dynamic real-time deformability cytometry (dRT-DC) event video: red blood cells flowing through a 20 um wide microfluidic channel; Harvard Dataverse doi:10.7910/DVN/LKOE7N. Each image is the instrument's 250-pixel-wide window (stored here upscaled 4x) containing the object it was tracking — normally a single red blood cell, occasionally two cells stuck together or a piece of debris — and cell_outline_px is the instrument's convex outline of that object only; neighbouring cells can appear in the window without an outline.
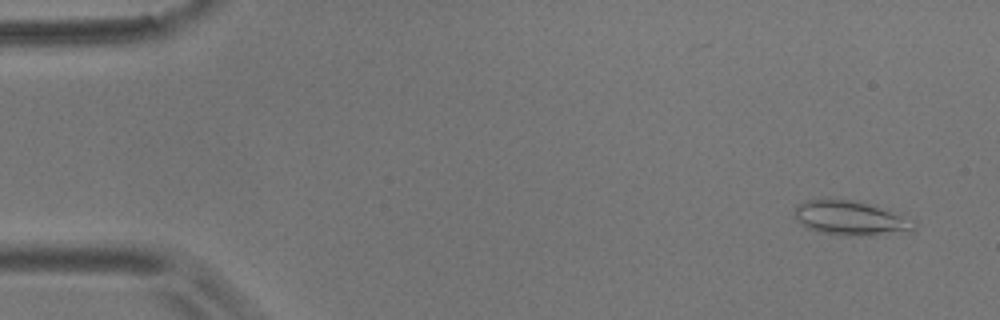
{"species": "common noctule bat (a hibernating species)", "species_latin": "Nyctalus noctula", "temperature_condition": "room temperature", "stored_images_in_passage": 56, "camera_frame_rate_fps": 3000, "um_per_image_px": 0.085, "animal": {"sex": "male", "body_mass_g": 17.9}, "frame": {"image": 1, "passage_image": 3, "time_ms": 0.667, "image_size_px": [1000, 320], "cell_outline_px": [[916, 224], [912, 232], [872, 236], [836, 236], [816, 232], [800, 224], [792, 216], [796, 204], [808, 200], [860, 200], [888, 208], [916, 220]], "centroid_in_image_um": [72.36, 18.56], "position_along_channel_um": 12.6, "area_um2": 25.2}}
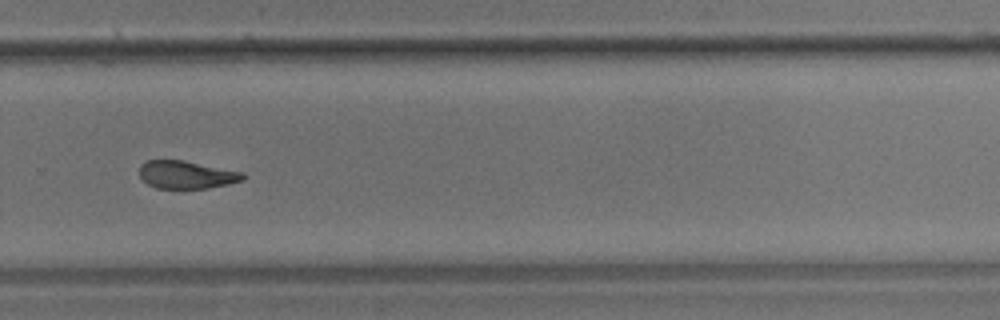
{"frame": {"image": 2, "passage_image": 38, "time_ms": 12.333, "image_size_px": [1000, 320], "cell_outline_px": [[248, 176], [244, 180], [228, 184], [208, 188], [156, 188], [148, 184], [140, 176], [140, 164], [144, 160], [184, 160], [244, 172]], "centroid_in_image_um": [15.89, 14.84], "position_along_channel_um": 313.9, "area_um2": 16.94}}
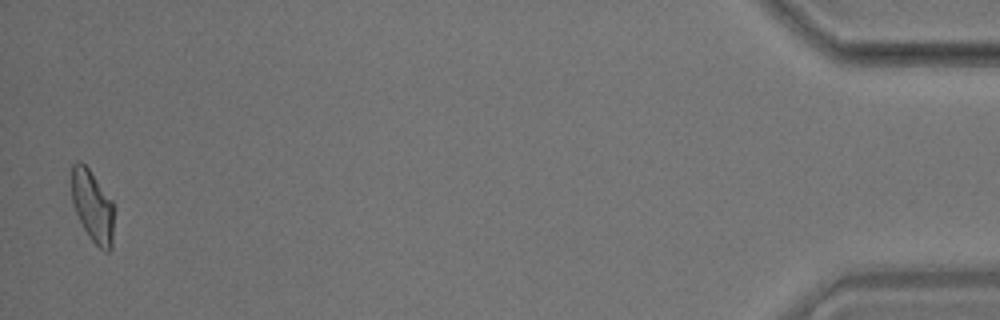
{"frame": {"image": 3, "passage_image": 55, "time_ms": 18.0, "image_size_px": [1000, 320], "cell_outline_px": [[112, 248], [108, 252], [104, 252], [88, 236], [76, 212], [72, 200], [72, 164], [76, 160], [80, 160], [88, 168], [112, 200]], "centroid_in_image_um": [7.85, 17.51], "position_along_channel_um": 427.3, "area_um2": 17.4}, "authors_computed_cell_mechanics": {"area_um2": 18.4382, "velocity_mm_per_s": 3.56, "shape_relaxation_time_tau1_ms": 9.278, "shape_relaxation_time_tau2_ms": 4.9014, "deformation_change_tau1": 0.2309, "deformation_change_tau2": 0.1257}}